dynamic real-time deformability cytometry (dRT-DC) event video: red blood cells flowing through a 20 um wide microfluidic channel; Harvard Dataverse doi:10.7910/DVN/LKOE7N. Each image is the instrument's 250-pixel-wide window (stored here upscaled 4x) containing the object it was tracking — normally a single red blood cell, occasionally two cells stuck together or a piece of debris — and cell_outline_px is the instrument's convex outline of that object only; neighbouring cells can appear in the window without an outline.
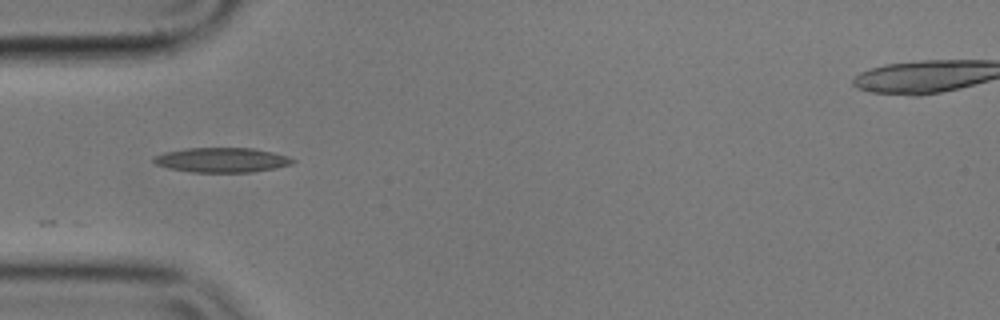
{"species": "common noctule bat (a hibernating species)", "species_latin": "Nyctalus noctula", "temperature_condition": "cold", "stored_images_in_passage": 34, "camera_frame_rate_fps": 3000, "um_per_image_px": 0.085, "animal": {"sex": "male", "body_mass_g": 17.9}, "frame": {"image": 1, "passage_image": 1, "time_ms": 0.0, "image_size_px": [1000, 320], "cell_outline_px": [[296, 160], [292, 164], [276, 168], [252, 172], [192, 172], [168, 168], [156, 164], [152, 160], [152, 156], [164, 152], [188, 148], [256, 148], [288, 156]], "centroid_in_image_um": [18.85, 13.59], "position_along_channel_um": 66.1, "area_um2": 20.11}}
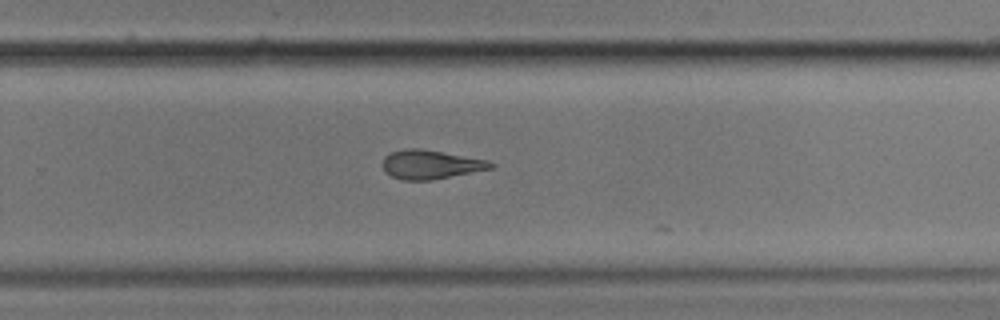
{"frame": {"image": 2, "passage_image": 20, "time_ms": 6.333, "image_size_px": [1000, 320], "cell_outline_px": [[496, 164], [492, 168], [432, 180], [400, 180], [384, 172], [384, 156], [392, 152], [404, 148], [420, 148], [488, 160]], "centroid_in_image_um": [36.59, 13.98], "position_along_channel_um": 293.2, "area_um2": 18.15}}
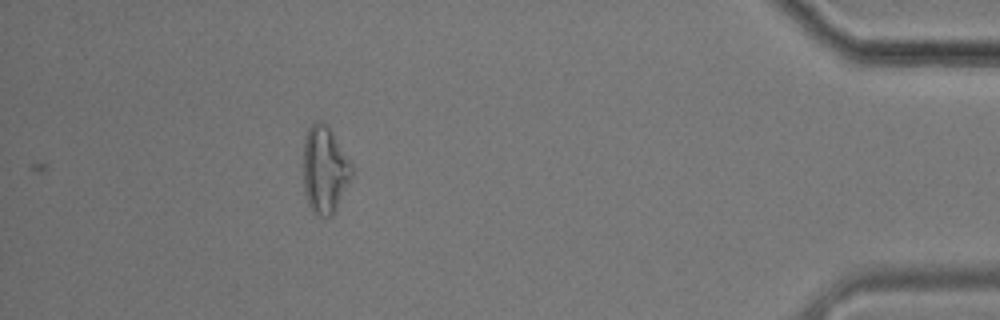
{"frame": {"image": 3, "passage_image": 34, "time_ms": 11.0, "image_size_px": [1000, 320], "cell_outline_px": [[352, 180], [332, 216], [316, 216], [312, 212], [304, 196], [304, 140], [308, 128], [316, 120], [320, 120], [328, 124], [352, 164]], "centroid_in_image_um": [27.61, 14.44], "position_along_channel_um": 407.6, "area_um2": 25.03}, "authors_computed_cell_mechanics": {"area_um2": 18.7272, "velocity_mm_per_s": 3.5867, "shape_relaxation_time_tau1_ms": 5.377, "shape_relaxation_time_tau2_ms": 4.8166, "deformation_change_tau1": 0.1543, "deformation_change_tau2": 0.1481}}